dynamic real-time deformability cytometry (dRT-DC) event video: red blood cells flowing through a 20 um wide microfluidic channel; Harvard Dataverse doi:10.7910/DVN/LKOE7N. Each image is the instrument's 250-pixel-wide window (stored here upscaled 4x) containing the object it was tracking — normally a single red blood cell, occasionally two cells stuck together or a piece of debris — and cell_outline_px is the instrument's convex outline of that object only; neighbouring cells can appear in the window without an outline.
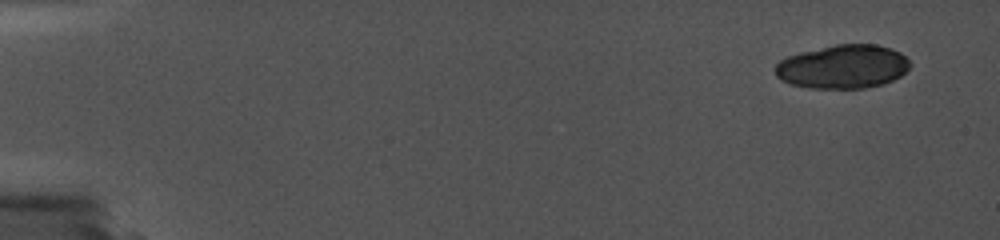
{"species": "common noctule bat (a hibernating species)", "species_latin": "Nyctalus noctula", "temperature_condition": "cold", "stored_images_in_passage": 2, "camera_frame_rate_fps": 5000, "um_per_image_px": 0.085, "animal": {"sex": "female", "body_mass_g": 19.0, "forearm_length_mm": 56.7}, "frame": {"image": 1, "passage_image": 2, "time_ms": 0.4, "image_size_px": [1000, 240], "cell_outline_px": [[696, 136], [632, 140], [628, 140], [548, 136], [524, 132], [524, 128], [544, 124], [548, 124], [636, 128], [696, 132]], "centroid_in_image_um": [51.39, 11.25], "position_along_channel_um": 33.6, "area_um2": 12.6}}